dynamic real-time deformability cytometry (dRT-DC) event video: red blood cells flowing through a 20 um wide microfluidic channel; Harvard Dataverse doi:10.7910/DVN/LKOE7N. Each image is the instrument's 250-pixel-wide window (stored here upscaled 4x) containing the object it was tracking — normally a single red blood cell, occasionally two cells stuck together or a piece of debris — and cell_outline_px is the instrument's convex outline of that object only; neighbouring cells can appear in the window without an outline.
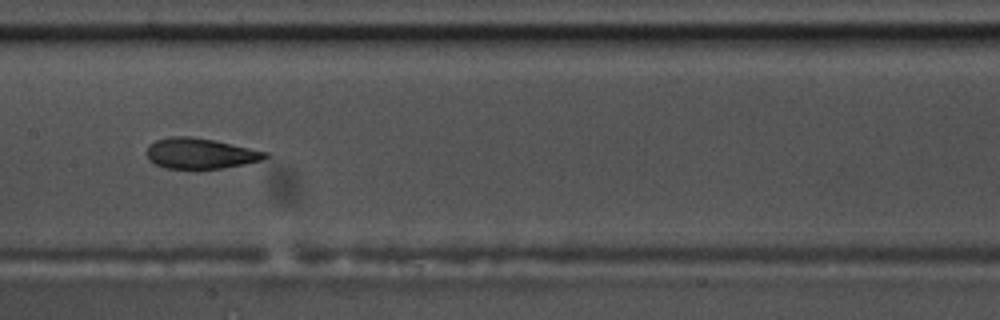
{"species": "common noctule bat (a hibernating species)", "species_latin": "Nyctalus noctula", "temperature_condition": "warm", "stored_images_in_passage": 37, "camera_frame_rate_fps": 3000, "um_per_image_px": 0.085, "animal": {"sex": "male", "body_mass_g": 17.5, "forearm_length_mm": 52.3}, "frame": {"image": 1, "passage_image": 15, "time_ms": 4.667, "image_size_px": [1000, 320], "cell_outline_px": [[268, 156], [260, 160], [244, 164], [220, 168], [164, 168], [148, 160], [148, 144], [156, 140], [168, 136], [192, 136], [212, 140], [268, 152]], "centroid_in_image_um": [16.98, 13.03], "position_along_channel_um": 190.4, "area_um2": 20.81}}
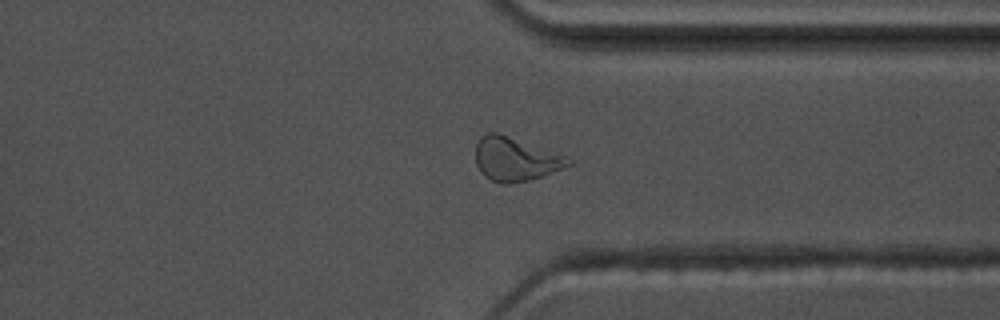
{"frame": {"image": 2, "passage_image": 30, "time_ms": 9.667, "image_size_px": [1000, 320], "cell_outline_px": [[572, 164], [564, 168], [544, 176], [532, 180], [508, 184], [500, 184], [484, 176], [480, 172], [476, 164], [476, 144], [480, 136], [488, 132], [496, 132], [564, 156], [572, 160]], "centroid_in_image_um": [43.78, 13.56], "position_along_channel_um": 367.6, "area_um2": 23.47}}
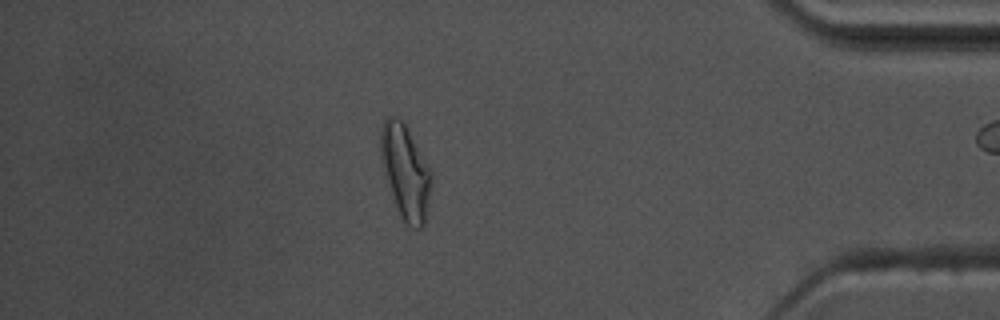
{"frame": {"image": 3, "passage_image": 36, "time_ms": 11.667, "image_size_px": [1000, 320], "cell_outline_px": [[432, 184], [424, 224], [420, 228], [412, 228], [404, 224], [400, 216], [384, 172], [380, 156], [380, 128], [384, 120], [388, 116], [396, 116], [408, 128], [432, 172]], "centroid_in_image_um": [34.46, 14.59], "position_along_channel_um": 400.7, "area_um2": 27.8}}